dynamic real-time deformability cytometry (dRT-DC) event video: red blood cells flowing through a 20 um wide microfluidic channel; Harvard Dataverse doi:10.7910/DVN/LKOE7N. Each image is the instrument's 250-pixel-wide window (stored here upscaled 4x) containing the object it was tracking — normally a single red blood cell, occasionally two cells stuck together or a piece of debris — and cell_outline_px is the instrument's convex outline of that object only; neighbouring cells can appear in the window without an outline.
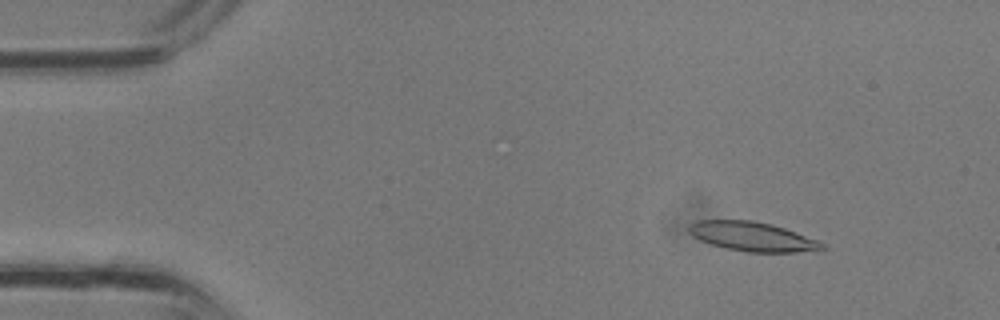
{"species": "common noctule bat (a hibernating species)", "species_latin": "Nyctalus noctula", "temperature_condition": "room temperature", "stored_images_in_passage": 34, "camera_frame_rate_fps": 3000, "um_per_image_px": 0.085, "animal": {"sex": "male", "body_mass_g": 13.3}, "frame": {"image": 1, "passage_image": 4, "time_ms": 1.0, "image_size_px": [1000, 320], "cell_outline_px": [[828, 248], [796, 252], [748, 252], [728, 248], [712, 244], [700, 240], [692, 236], [688, 232], [688, 224], [696, 220], [752, 220], [772, 224], [784, 228], [816, 240], [824, 244]], "centroid_in_image_um": [63.9, 20.09], "position_along_channel_um": 21.1, "area_um2": 22.54}}
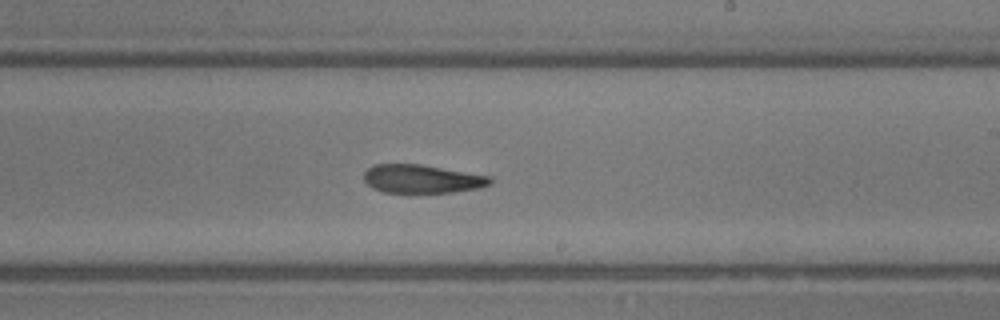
{"frame": {"image": 2, "passage_image": 20, "time_ms": 6.333, "image_size_px": [1000, 320], "cell_outline_px": [[492, 184], [480, 188], [452, 192], [384, 192], [372, 188], [364, 180], [364, 172], [368, 168], [376, 164], [420, 164], [492, 176]], "centroid_in_image_um": [35.9, 15.2], "position_along_channel_um": 253.1, "area_um2": 20.92}}
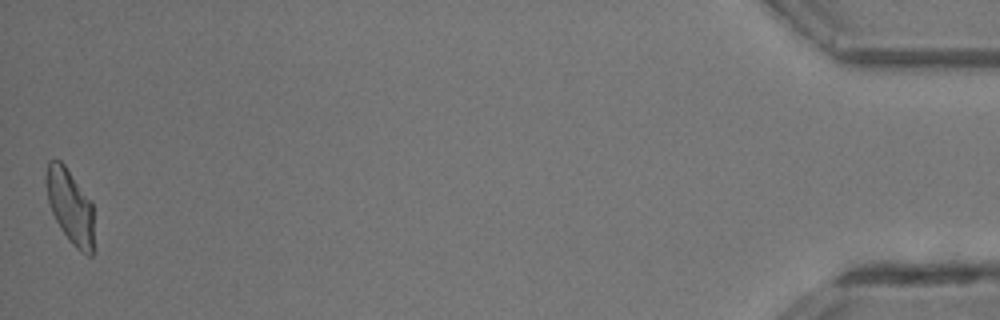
{"frame": {"image": 3, "passage_image": 34, "time_ms": 11.0, "image_size_px": [1000, 320], "cell_outline_px": [[96, 248], [92, 256], [88, 256], [80, 252], [68, 240], [60, 228], [52, 212], [48, 200], [44, 180], [48, 160], [60, 160], [64, 164], [92, 200]], "centroid_in_image_um": [6.01, 17.59], "position_along_channel_um": 429.2, "area_um2": 21.62}}